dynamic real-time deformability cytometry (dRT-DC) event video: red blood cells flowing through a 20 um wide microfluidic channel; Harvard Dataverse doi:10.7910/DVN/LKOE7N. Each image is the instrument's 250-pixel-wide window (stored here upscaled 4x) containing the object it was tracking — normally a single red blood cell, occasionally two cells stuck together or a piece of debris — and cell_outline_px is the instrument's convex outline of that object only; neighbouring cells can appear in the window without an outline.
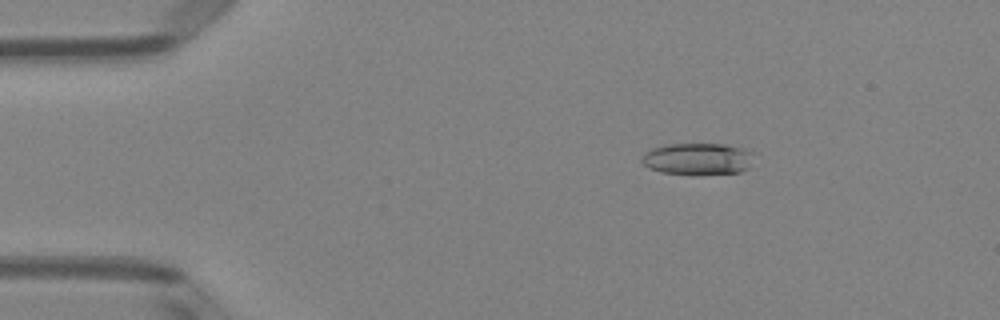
{"species": "Egyptian fruit bat (a non-hibernating species)", "species_latin": "Rousettus aegyptiacus", "temperature_condition": "room temperature", "stored_images_in_passage": 52, "camera_frame_rate_fps": 3000, "um_per_image_px": 0.085, "animal": {"sex": "female"}, "frame": {"image": 1, "passage_image": 9, "time_ms": 2.667, "image_size_px": [1000, 320], "cell_outline_px": [[756, 152], [748, 168], [740, 172], [696, 176], [660, 172], [648, 168], [640, 160], [644, 152], [652, 148], [668, 144], [724, 144], [744, 148]], "centroid_in_image_um": [59.32, 13.52], "position_along_channel_um": 25.7, "area_um2": 21.44}}
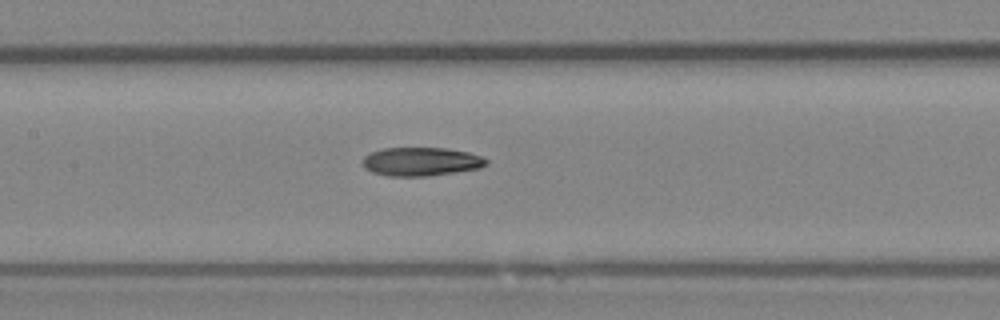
{"frame": {"image": 2, "passage_image": 25, "time_ms": 8.0, "image_size_px": [1000, 320], "cell_outline_px": [[488, 164], [480, 168], [428, 176], [388, 176], [372, 172], [364, 168], [364, 156], [368, 152], [380, 148], [448, 148], [468, 152], [480, 156], [488, 160]], "centroid_in_image_um": [35.77, 13.73], "position_along_channel_um": 171.6, "area_um2": 20.69}}
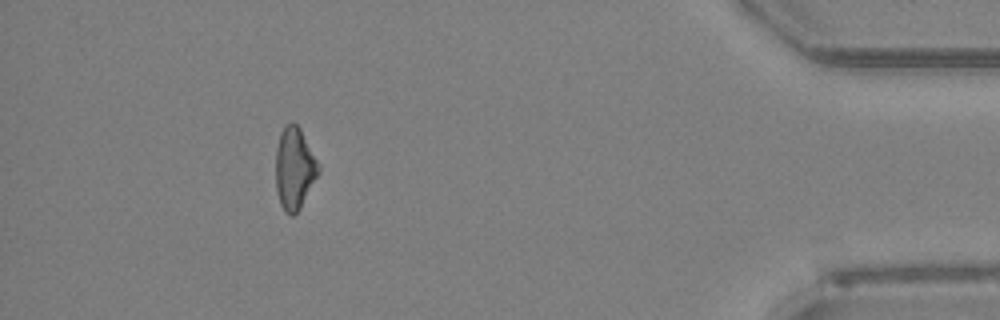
{"frame": {"image": 3, "passage_image": 47, "time_ms": 15.333, "image_size_px": [1000, 320], "cell_outline_px": [[320, 172], [300, 208], [292, 216], [288, 216], [284, 212], [280, 204], [276, 188], [276, 148], [280, 132], [284, 124], [292, 120], [300, 128], [320, 168]], "centroid_in_image_um": [25.0, 14.31], "position_along_channel_um": 410.2, "area_um2": 20.46}, "authors_computed_cell_mechanics": {"area_um2": 20.7502, "velocity_mm_per_s": 4.0096, "shape_relaxation_time_tau1_ms": null, "shape_relaxation_time_tau2_ms": 6.6971, "deformation_change_tau1": null, "deformation_change_tau2": 0.1695}}